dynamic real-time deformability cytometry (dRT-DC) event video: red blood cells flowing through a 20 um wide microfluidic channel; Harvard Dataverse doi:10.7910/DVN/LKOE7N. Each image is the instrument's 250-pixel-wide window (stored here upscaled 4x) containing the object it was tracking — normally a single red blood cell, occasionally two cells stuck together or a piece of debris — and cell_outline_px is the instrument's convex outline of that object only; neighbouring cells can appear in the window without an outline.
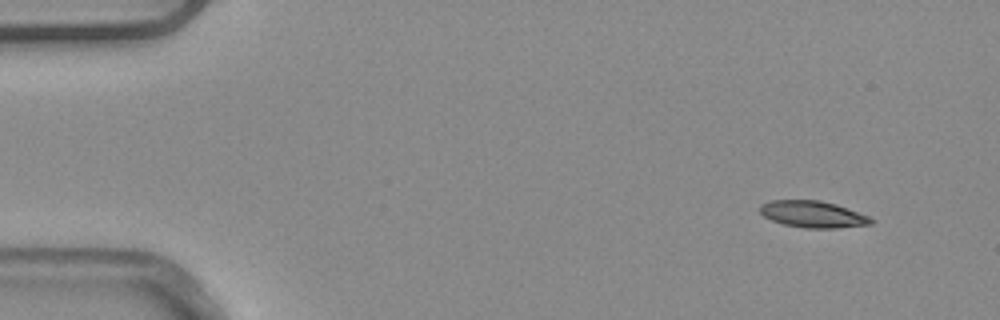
{"species": "common noctule bat (a hibernating species)", "species_latin": "Nyctalus noctula", "temperature_condition": "warm", "stored_images_in_passage": 4, "camera_frame_rate_fps": 3000, "um_per_image_px": 0.085, "animal": {"sex": "male", "body_mass_g": 20.4}, "frame": {"image": 1, "passage_image": 1, "time_ms": 0.0, "image_size_px": [1000, 320], "cell_outline_px": [[876, 220], [872, 224], [836, 228], [804, 228], [784, 224], [772, 220], [764, 216], [760, 212], [760, 204], [772, 200], [820, 200], [836, 204], [868, 216]], "centroid_in_image_um": [69.1, 18.21], "position_along_channel_um": 15.9, "area_um2": 17.22}}
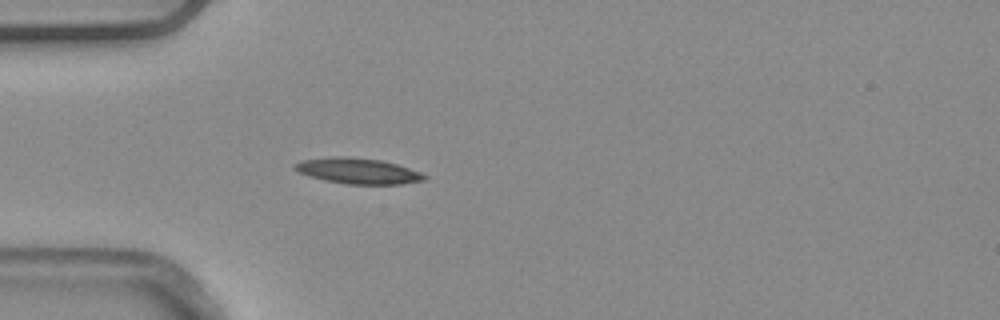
{"frame": {"image": 2, "passage_image": 4, "time_ms": 1.0, "image_size_px": [1000, 320], "cell_outline_px": [[428, 176], [424, 180], [400, 184], [344, 184], [324, 180], [308, 176], [292, 168], [292, 164], [300, 160], [332, 156], [348, 156], [380, 160], [396, 164], [420, 172]], "centroid_in_image_um": [30.36, 14.52], "position_along_channel_um": 54.6, "area_um2": 19.54}}